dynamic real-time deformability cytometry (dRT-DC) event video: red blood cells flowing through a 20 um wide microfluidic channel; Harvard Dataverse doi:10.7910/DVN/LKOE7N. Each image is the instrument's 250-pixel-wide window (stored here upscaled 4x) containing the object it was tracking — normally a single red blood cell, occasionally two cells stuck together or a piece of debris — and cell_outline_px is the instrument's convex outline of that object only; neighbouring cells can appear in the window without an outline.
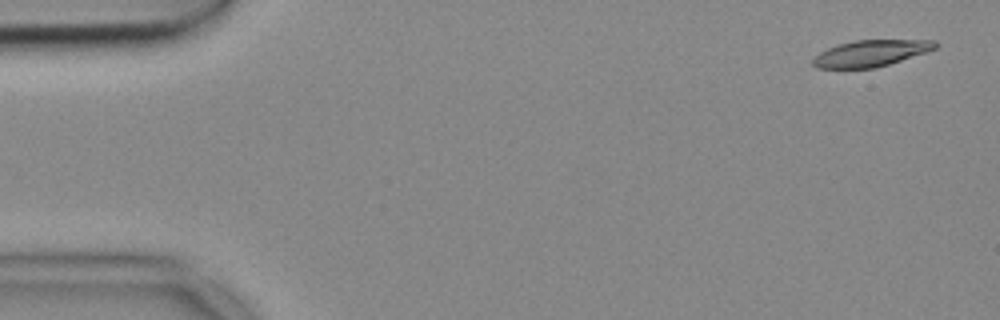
{"species": "common noctule bat (a hibernating species)", "species_latin": "Nyctalus noctula", "temperature_condition": "cold", "stored_images_in_passage": 10, "camera_frame_rate_fps": 3000, "um_per_image_px": 0.085, "animal": {"sex": "female", "body_mass_g": 18.4}, "frame": {"image": 1, "passage_image": 2, "time_ms": 0.333, "image_size_px": [1000, 320], "cell_outline_px": [[940, 44], [936, 48], [876, 68], [816, 68], [812, 64], [812, 60], [820, 52], [836, 44], [852, 40], [936, 40]], "centroid_in_image_um": [73.99, 4.52], "position_along_channel_um": 11.0, "area_um2": 18.73}}